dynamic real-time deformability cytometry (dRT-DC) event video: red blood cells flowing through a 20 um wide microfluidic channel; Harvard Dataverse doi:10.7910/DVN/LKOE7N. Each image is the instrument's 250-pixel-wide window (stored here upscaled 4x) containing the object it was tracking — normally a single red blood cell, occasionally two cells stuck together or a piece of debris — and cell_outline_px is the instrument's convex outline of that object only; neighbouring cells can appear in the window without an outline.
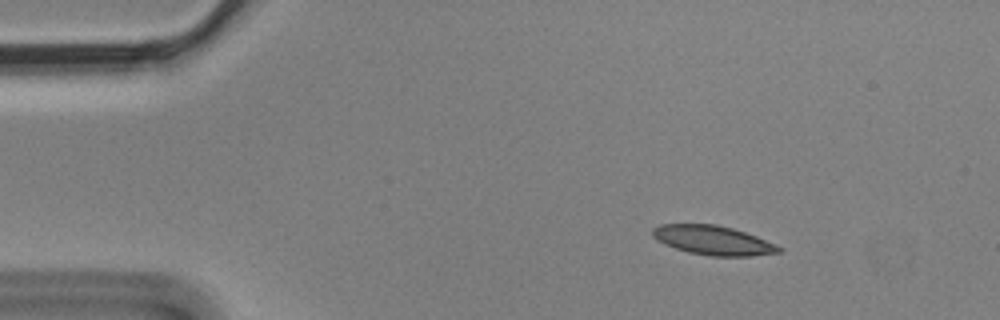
{"species": "Egyptian fruit bat (a non-hibernating species)", "species_latin": "Rousettus aegyptiacus", "temperature_condition": "cold", "stored_images_in_passage": 3, "camera_frame_rate_fps": 3000, "um_per_image_px": 0.085, "animal": {"sex": "male"}, "frame": {"image": 1, "passage_image": 1, "time_ms": 0.0, "image_size_px": [1000, 320], "cell_outline_px": [[784, 248], [780, 252], [752, 256], [708, 256], [688, 252], [664, 244], [652, 236], [652, 228], [660, 224], [716, 224], [732, 228], [756, 236], [776, 244]], "centroid_in_image_um": [60.61, 20.42], "position_along_channel_um": 24.4, "area_um2": 21.56}}